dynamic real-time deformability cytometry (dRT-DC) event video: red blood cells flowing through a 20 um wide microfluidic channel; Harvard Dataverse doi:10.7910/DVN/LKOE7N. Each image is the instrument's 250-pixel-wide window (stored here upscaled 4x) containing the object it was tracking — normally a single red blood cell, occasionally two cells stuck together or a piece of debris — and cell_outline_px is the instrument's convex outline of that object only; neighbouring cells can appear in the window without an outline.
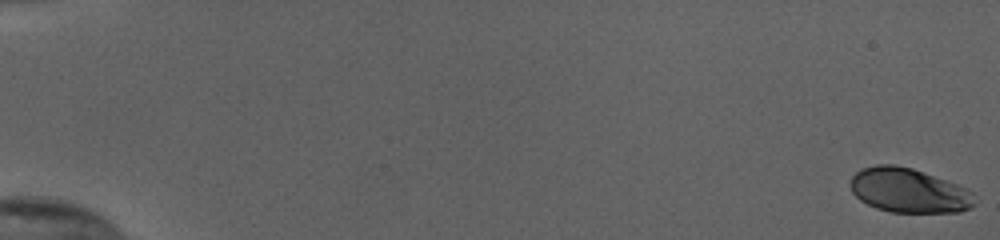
{"species": "human", "species_latin": "Homo sapiens", "temperature_condition": "cold", "stored_images_in_passage": 56, "camera_frame_rate_fps": 3000, "um_per_image_px": 0.085, "donor": {"sex": "female"}, "frame": {"image": 1, "passage_image": 1, "time_ms": 0.0, "image_size_px": [1000, 240], "cell_outline_px": [[976, 204], [972, 208], [960, 212], [892, 212], [876, 208], [860, 200], [852, 192], [852, 176], [860, 168], [876, 164], [896, 164], [912, 168], [956, 184], [972, 192]], "centroid_in_image_um": [77.24, 16.19], "position_along_channel_um": 7.8, "area_um2": 32.08}}
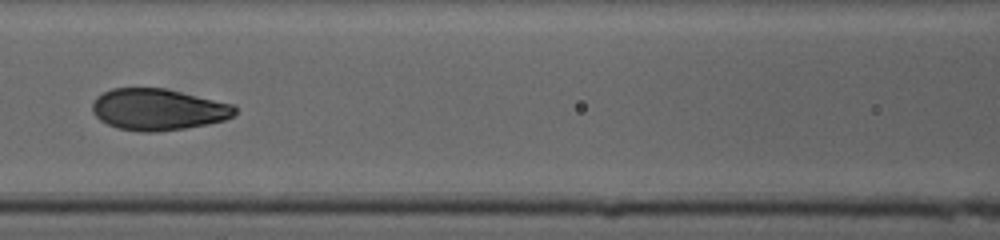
{"frame": {"image": 2, "passage_image": 28, "time_ms": 9.0, "image_size_px": [1000, 240], "cell_outline_px": [[236, 112], [232, 116], [224, 120], [208, 124], [184, 128], [156, 132], [140, 132], [116, 128], [100, 120], [92, 112], [92, 100], [96, 96], [112, 88], [164, 88], [232, 104], [236, 108]], "centroid_in_image_um": [13.39, 9.31], "position_along_channel_um": 153.2, "area_um2": 34.45}}
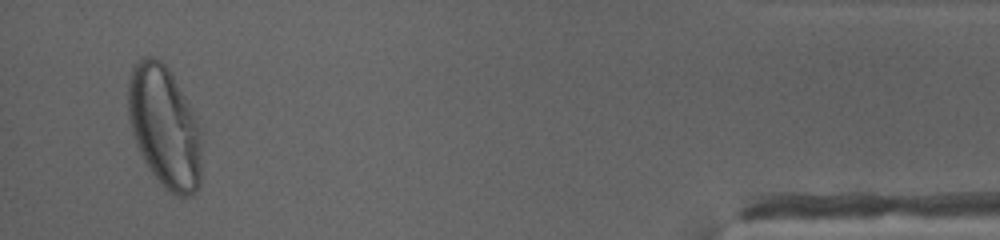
{"frame": {"image": 3, "passage_image": 54, "time_ms": 17.667, "image_size_px": [1000, 240], "cell_outline_px": [[200, 184], [196, 192], [192, 196], [176, 196], [164, 188], [148, 168], [136, 144], [132, 132], [128, 116], [128, 76], [132, 64], [136, 60], [144, 56], [152, 56], [160, 60], [172, 72], [192, 108], [200, 132]], "centroid_in_image_um": [13.96, 10.75], "position_along_channel_um": 421.2, "area_um2": 52.6}, "authors_computed_cell_mechanics": {"area_um2": 34.5933, "velocity_mm_per_s": 3.8165, "shape_relaxation_time_tau1_ms": 3.4348, "shape_relaxation_time_tau2_ms": null, "deformation_change_tau1": 0.1727, "deformation_change_tau2": null}}